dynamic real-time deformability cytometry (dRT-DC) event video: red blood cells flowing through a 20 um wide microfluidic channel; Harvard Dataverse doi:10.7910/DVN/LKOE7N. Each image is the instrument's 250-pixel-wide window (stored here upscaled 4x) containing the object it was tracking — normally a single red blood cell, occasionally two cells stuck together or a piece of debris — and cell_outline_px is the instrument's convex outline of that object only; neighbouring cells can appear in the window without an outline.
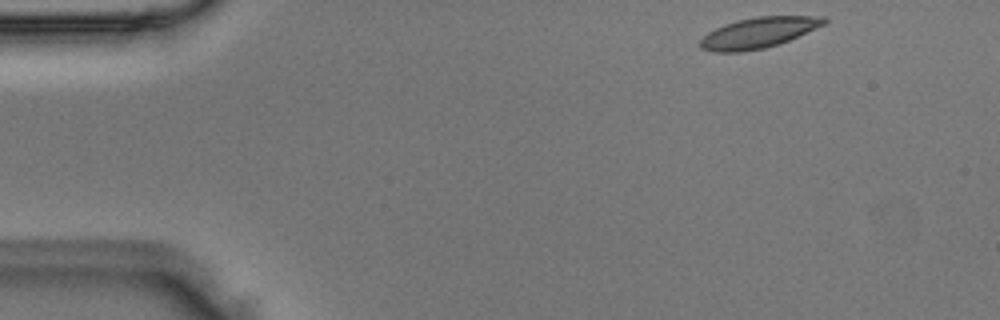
{"species": "Egyptian fruit bat (a non-hibernating species)", "species_latin": "Rousettus aegyptiacus", "temperature_condition": "room temperature", "stored_images_in_passage": 45, "camera_frame_rate_fps": 3000, "um_per_image_px": 0.085, "animal": {"sex": "male"}, "frame": {"image": 1, "passage_image": 1, "time_ms": 0.0, "image_size_px": [1000, 320], "cell_outline_px": [[828, 20], [824, 24], [788, 40], [764, 48], [740, 52], [712, 52], [700, 48], [700, 40], [708, 32], [724, 24], [736, 20], [756, 16], [824, 16]], "centroid_in_image_um": [64.42, 2.77], "position_along_channel_um": 20.6, "area_um2": 21.91}}
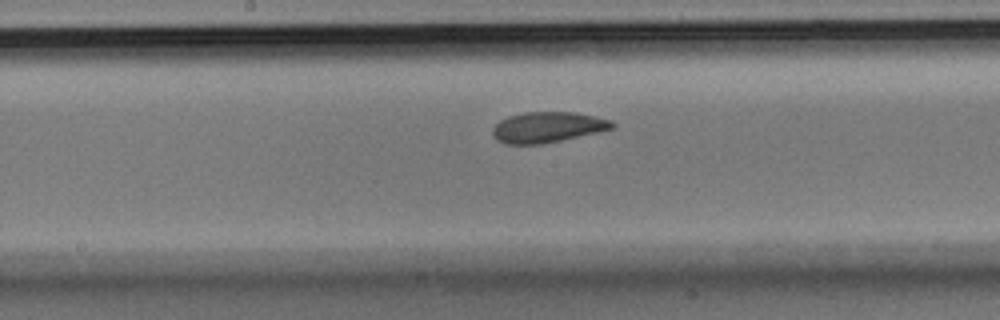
{"frame": {"image": 2, "passage_image": 21, "time_ms": 6.667, "image_size_px": [1000, 320], "cell_outline_px": [[616, 124], [612, 128], [596, 132], [544, 144], [504, 144], [496, 140], [492, 136], [492, 128], [500, 120], [508, 116], [524, 112], [576, 112], [612, 120]], "centroid_in_image_um": [46.5, 10.81], "position_along_channel_um": 201.7, "area_um2": 21.39}}
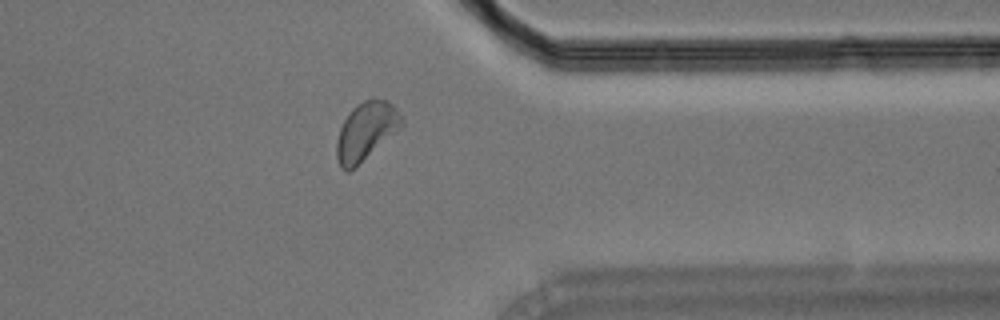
{"frame": {"image": 3, "passage_image": 35, "time_ms": 11.333, "image_size_px": [1000, 320], "cell_outline_px": [[404, 128], [348, 172], [340, 168], [336, 156], [336, 140], [340, 128], [344, 120], [352, 108], [356, 104], [372, 96], [376, 96], [388, 100], [396, 108], [404, 124]], "centroid_in_image_um": [31.14, 11.12], "position_along_channel_um": 380.3, "area_um2": 22.54}}